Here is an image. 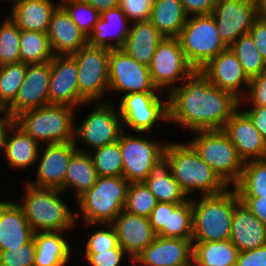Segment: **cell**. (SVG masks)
<instances>
[{"label": "cell", "instance_id": "cell-41", "mask_svg": "<svg viewBox=\"0 0 266 266\" xmlns=\"http://www.w3.org/2000/svg\"><path fill=\"white\" fill-rule=\"evenodd\" d=\"M157 203L158 201L144 182L129 183L125 211L149 218Z\"/></svg>", "mask_w": 266, "mask_h": 266}, {"label": "cell", "instance_id": "cell-25", "mask_svg": "<svg viewBox=\"0 0 266 266\" xmlns=\"http://www.w3.org/2000/svg\"><path fill=\"white\" fill-rule=\"evenodd\" d=\"M34 232L16 202H0V251L22 248Z\"/></svg>", "mask_w": 266, "mask_h": 266}, {"label": "cell", "instance_id": "cell-34", "mask_svg": "<svg viewBox=\"0 0 266 266\" xmlns=\"http://www.w3.org/2000/svg\"><path fill=\"white\" fill-rule=\"evenodd\" d=\"M238 253L230 239L193 243L192 266H236Z\"/></svg>", "mask_w": 266, "mask_h": 266}, {"label": "cell", "instance_id": "cell-38", "mask_svg": "<svg viewBox=\"0 0 266 266\" xmlns=\"http://www.w3.org/2000/svg\"><path fill=\"white\" fill-rule=\"evenodd\" d=\"M229 48L236 55L250 79L266 70V61L262 58L250 34L240 36Z\"/></svg>", "mask_w": 266, "mask_h": 266}, {"label": "cell", "instance_id": "cell-53", "mask_svg": "<svg viewBox=\"0 0 266 266\" xmlns=\"http://www.w3.org/2000/svg\"><path fill=\"white\" fill-rule=\"evenodd\" d=\"M239 200L266 226V196L239 197Z\"/></svg>", "mask_w": 266, "mask_h": 266}, {"label": "cell", "instance_id": "cell-15", "mask_svg": "<svg viewBox=\"0 0 266 266\" xmlns=\"http://www.w3.org/2000/svg\"><path fill=\"white\" fill-rule=\"evenodd\" d=\"M212 16L222 41L229 47L249 34L258 18L256 0H216Z\"/></svg>", "mask_w": 266, "mask_h": 266}, {"label": "cell", "instance_id": "cell-7", "mask_svg": "<svg viewBox=\"0 0 266 266\" xmlns=\"http://www.w3.org/2000/svg\"><path fill=\"white\" fill-rule=\"evenodd\" d=\"M196 133L198 136L190 144L228 187L231 183L234 186L240 179L244 161L228 135L223 129L200 130Z\"/></svg>", "mask_w": 266, "mask_h": 266}, {"label": "cell", "instance_id": "cell-52", "mask_svg": "<svg viewBox=\"0 0 266 266\" xmlns=\"http://www.w3.org/2000/svg\"><path fill=\"white\" fill-rule=\"evenodd\" d=\"M167 218L168 202H158L149 217V222L156 234H158L164 226H167Z\"/></svg>", "mask_w": 266, "mask_h": 266}, {"label": "cell", "instance_id": "cell-27", "mask_svg": "<svg viewBox=\"0 0 266 266\" xmlns=\"http://www.w3.org/2000/svg\"><path fill=\"white\" fill-rule=\"evenodd\" d=\"M128 21L129 20L119 6L103 12L100 14V19L95 24L92 33L88 36V45L103 47L110 50L122 48L131 26L128 25ZM113 28L117 30L113 32L114 34L112 32L110 33ZM112 39L115 40V44H111L107 41Z\"/></svg>", "mask_w": 266, "mask_h": 266}, {"label": "cell", "instance_id": "cell-42", "mask_svg": "<svg viewBox=\"0 0 266 266\" xmlns=\"http://www.w3.org/2000/svg\"><path fill=\"white\" fill-rule=\"evenodd\" d=\"M21 30L9 17L0 26V66L20 62Z\"/></svg>", "mask_w": 266, "mask_h": 266}, {"label": "cell", "instance_id": "cell-2", "mask_svg": "<svg viewBox=\"0 0 266 266\" xmlns=\"http://www.w3.org/2000/svg\"><path fill=\"white\" fill-rule=\"evenodd\" d=\"M164 156L170 163L172 176L186 195L193 194L197 190L201 195H212L227 189L228 186L201 159L190 143H168L165 146Z\"/></svg>", "mask_w": 266, "mask_h": 266}, {"label": "cell", "instance_id": "cell-32", "mask_svg": "<svg viewBox=\"0 0 266 266\" xmlns=\"http://www.w3.org/2000/svg\"><path fill=\"white\" fill-rule=\"evenodd\" d=\"M188 17L180 0H154L149 20L164 37L177 38Z\"/></svg>", "mask_w": 266, "mask_h": 266}, {"label": "cell", "instance_id": "cell-4", "mask_svg": "<svg viewBox=\"0 0 266 266\" xmlns=\"http://www.w3.org/2000/svg\"><path fill=\"white\" fill-rule=\"evenodd\" d=\"M60 189L39 188L26 184L22 208L25 218L36 232H63L72 229L77 219L70 208L60 198Z\"/></svg>", "mask_w": 266, "mask_h": 266}, {"label": "cell", "instance_id": "cell-43", "mask_svg": "<svg viewBox=\"0 0 266 266\" xmlns=\"http://www.w3.org/2000/svg\"><path fill=\"white\" fill-rule=\"evenodd\" d=\"M60 5L67 11L78 28L88 37L100 19V13L82 0H61Z\"/></svg>", "mask_w": 266, "mask_h": 266}, {"label": "cell", "instance_id": "cell-49", "mask_svg": "<svg viewBox=\"0 0 266 266\" xmlns=\"http://www.w3.org/2000/svg\"><path fill=\"white\" fill-rule=\"evenodd\" d=\"M236 266H266V245L239 252Z\"/></svg>", "mask_w": 266, "mask_h": 266}, {"label": "cell", "instance_id": "cell-40", "mask_svg": "<svg viewBox=\"0 0 266 266\" xmlns=\"http://www.w3.org/2000/svg\"><path fill=\"white\" fill-rule=\"evenodd\" d=\"M91 154L98 176H122L123 161L119 142L93 149Z\"/></svg>", "mask_w": 266, "mask_h": 266}, {"label": "cell", "instance_id": "cell-31", "mask_svg": "<svg viewBox=\"0 0 266 266\" xmlns=\"http://www.w3.org/2000/svg\"><path fill=\"white\" fill-rule=\"evenodd\" d=\"M36 244L34 266H65L71 255V246L62 236V232H36L33 235Z\"/></svg>", "mask_w": 266, "mask_h": 266}, {"label": "cell", "instance_id": "cell-12", "mask_svg": "<svg viewBox=\"0 0 266 266\" xmlns=\"http://www.w3.org/2000/svg\"><path fill=\"white\" fill-rule=\"evenodd\" d=\"M109 90L126 94L157 92L149 67L139 63L123 49H111L109 54Z\"/></svg>", "mask_w": 266, "mask_h": 266}, {"label": "cell", "instance_id": "cell-44", "mask_svg": "<svg viewBox=\"0 0 266 266\" xmlns=\"http://www.w3.org/2000/svg\"><path fill=\"white\" fill-rule=\"evenodd\" d=\"M36 244L32 238L22 248L0 251V266H34Z\"/></svg>", "mask_w": 266, "mask_h": 266}, {"label": "cell", "instance_id": "cell-39", "mask_svg": "<svg viewBox=\"0 0 266 266\" xmlns=\"http://www.w3.org/2000/svg\"><path fill=\"white\" fill-rule=\"evenodd\" d=\"M27 63L0 66V106L5 110L15 99L26 74Z\"/></svg>", "mask_w": 266, "mask_h": 266}, {"label": "cell", "instance_id": "cell-46", "mask_svg": "<svg viewBox=\"0 0 266 266\" xmlns=\"http://www.w3.org/2000/svg\"><path fill=\"white\" fill-rule=\"evenodd\" d=\"M154 0H120L119 7L128 20L134 22L148 21Z\"/></svg>", "mask_w": 266, "mask_h": 266}, {"label": "cell", "instance_id": "cell-30", "mask_svg": "<svg viewBox=\"0 0 266 266\" xmlns=\"http://www.w3.org/2000/svg\"><path fill=\"white\" fill-rule=\"evenodd\" d=\"M11 134L13 135H10ZM11 136V137H9ZM40 144L14 124L9 129L3 150L11 168H26L40 158Z\"/></svg>", "mask_w": 266, "mask_h": 266}, {"label": "cell", "instance_id": "cell-55", "mask_svg": "<svg viewBox=\"0 0 266 266\" xmlns=\"http://www.w3.org/2000/svg\"><path fill=\"white\" fill-rule=\"evenodd\" d=\"M14 124H15V117H12L10 114H8L4 110L3 117L0 118V149L1 150H4L9 129H11V127Z\"/></svg>", "mask_w": 266, "mask_h": 266}, {"label": "cell", "instance_id": "cell-17", "mask_svg": "<svg viewBox=\"0 0 266 266\" xmlns=\"http://www.w3.org/2000/svg\"><path fill=\"white\" fill-rule=\"evenodd\" d=\"M77 63L71 55H54L51 60L49 103L78 107L87 101L79 94Z\"/></svg>", "mask_w": 266, "mask_h": 266}, {"label": "cell", "instance_id": "cell-48", "mask_svg": "<svg viewBox=\"0 0 266 266\" xmlns=\"http://www.w3.org/2000/svg\"><path fill=\"white\" fill-rule=\"evenodd\" d=\"M248 91L252 106H266V70L250 79Z\"/></svg>", "mask_w": 266, "mask_h": 266}, {"label": "cell", "instance_id": "cell-24", "mask_svg": "<svg viewBox=\"0 0 266 266\" xmlns=\"http://www.w3.org/2000/svg\"><path fill=\"white\" fill-rule=\"evenodd\" d=\"M230 241L239 252L266 245V226L240 200L234 206Z\"/></svg>", "mask_w": 266, "mask_h": 266}, {"label": "cell", "instance_id": "cell-18", "mask_svg": "<svg viewBox=\"0 0 266 266\" xmlns=\"http://www.w3.org/2000/svg\"><path fill=\"white\" fill-rule=\"evenodd\" d=\"M192 256V240L156 235L154 241L133 260V263L142 266H192Z\"/></svg>", "mask_w": 266, "mask_h": 266}, {"label": "cell", "instance_id": "cell-20", "mask_svg": "<svg viewBox=\"0 0 266 266\" xmlns=\"http://www.w3.org/2000/svg\"><path fill=\"white\" fill-rule=\"evenodd\" d=\"M74 141L46 144L37 169V178L30 185L39 188H54L64 191V177L68 163L78 150Z\"/></svg>", "mask_w": 266, "mask_h": 266}, {"label": "cell", "instance_id": "cell-51", "mask_svg": "<svg viewBox=\"0 0 266 266\" xmlns=\"http://www.w3.org/2000/svg\"><path fill=\"white\" fill-rule=\"evenodd\" d=\"M257 49L262 58L266 61V18H257L253 27L249 30Z\"/></svg>", "mask_w": 266, "mask_h": 266}, {"label": "cell", "instance_id": "cell-45", "mask_svg": "<svg viewBox=\"0 0 266 266\" xmlns=\"http://www.w3.org/2000/svg\"><path fill=\"white\" fill-rule=\"evenodd\" d=\"M109 230H97L89 237L86 243V253H99V251L111 250L114 248H122L119 245L117 235L112 227Z\"/></svg>", "mask_w": 266, "mask_h": 266}, {"label": "cell", "instance_id": "cell-29", "mask_svg": "<svg viewBox=\"0 0 266 266\" xmlns=\"http://www.w3.org/2000/svg\"><path fill=\"white\" fill-rule=\"evenodd\" d=\"M144 183L158 202L182 204L189 199L172 176L170 163L165 156L152 166Z\"/></svg>", "mask_w": 266, "mask_h": 266}, {"label": "cell", "instance_id": "cell-58", "mask_svg": "<svg viewBox=\"0 0 266 266\" xmlns=\"http://www.w3.org/2000/svg\"><path fill=\"white\" fill-rule=\"evenodd\" d=\"M3 111H4V110H3L2 107L0 106V114L3 113Z\"/></svg>", "mask_w": 266, "mask_h": 266}, {"label": "cell", "instance_id": "cell-50", "mask_svg": "<svg viewBox=\"0 0 266 266\" xmlns=\"http://www.w3.org/2000/svg\"><path fill=\"white\" fill-rule=\"evenodd\" d=\"M188 16L212 15L216 0H180Z\"/></svg>", "mask_w": 266, "mask_h": 266}, {"label": "cell", "instance_id": "cell-10", "mask_svg": "<svg viewBox=\"0 0 266 266\" xmlns=\"http://www.w3.org/2000/svg\"><path fill=\"white\" fill-rule=\"evenodd\" d=\"M149 70L157 90L167 87L170 92L177 87L174 85L177 81H185L195 69L186 60L179 39L164 37L158 44Z\"/></svg>", "mask_w": 266, "mask_h": 266}, {"label": "cell", "instance_id": "cell-37", "mask_svg": "<svg viewBox=\"0 0 266 266\" xmlns=\"http://www.w3.org/2000/svg\"><path fill=\"white\" fill-rule=\"evenodd\" d=\"M19 45L20 62L45 63L54 57L47 33L21 30Z\"/></svg>", "mask_w": 266, "mask_h": 266}, {"label": "cell", "instance_id": "cell-35", "mask_svg": "<svg viewBox=\"0 0 266 266\" xmlns=\"http://www.w3.org/2000/svg\"><path fill=\"white\" fill-rule=\"evenodd\" d=\"M233 188L238 197L266 196V158L244 162L240 179Z\"/></svg>", "mask_w": 266, "mask_h": 266}, {"label": "cell", "instance_id": "cell-16", "mask_svg": "<svg viewBox=\"0 0 266 266\" xmlns=\"http://www.w3.org/2000/svg\"><path fill=\"white\" fill-rule=\"evenodd\" d=\"M51 61L27 64L26 74L16 99L5 109L12 117L28 109L49 105Z\"/></svg>", "mask_w": 266, "mask_h": 266}, {"label": "cell", "instance_id": "cell-22", "mask_svg": "<svg viewBox=\"0 0 266 266\" xmlns=\"http://www.w3.org/2000/svg\"><path fill=\"white\" fill-rule=\"evenodd\" d=\"M200 71L217 88L232 93L240 100L239 88L241 85L249 86L250 78L244 72L238 58L228 48L211 59Z\"/></svg>", "mask_w": 266, "mask_h": 266}, {"label": "cell", "instance_id": "cell-21", "mask_svg": "<svg viewBox=\"0 0 266 266\" xmlns=\"http://www.w3.org/2000/svg\"><path fill=\"white\" fill-rule=\"evenodd\" d=\"M113 226L119 245L134 260L155 239L156 233L149 218L123 210L110 224Z\"/></svg>", "mask_w": 266, "mask_h": 266}, {"label": "cell", "instance_id": "cell-36", "mask_svg": "<svg viewBox=\"0 0 266 266\" xmlns=\"http://www.w3.org/2000/svg\"><path fill=\"white\" fill-rule=\"evenodd\" d=\"M192 227V203L189 198L182 204L168 203L167 226H164L157 235L192 240Z\"/></svg>", "mask_w": 266, "mask_h": 266}, {"label": "cell", "instance_id": "cell-14", "mask_svg": "<svg viewBox=\"0 0 266 266\" xmlns=\"http://www.w3.org/2000/svg\"><path fill=\"white\" fill-rule=\"evenodd\" d=\"M123 161V177L129 182H144L152 166L164 156L163 144L127 134L118 140Z\"/></svg>", "mask_w": 266, "mask_h": 266}, {"label": "cell", "instance_id": "cell-6", "mask_svg": "<svg viewBox=\"0 0 266 266\" xmlns=\"http://www.w3.org/2000/svg\"><path fill=\"white\" fill-rule=\"evenodd\" d=\"M74 108L49 104L28 109L15 116V124L26 134L47 144L74 141Z\"/></svg>", "mask_w": 266, "mask_h": 266}, {"label": "cell", "instance_id": "cell-5", "mask_svg": "<svg viewBox=\"0 0 266 266\" xmlns=\"http://www.w3.org/2000/svg\"><path fill=\"white\" fill-rule=\"evenodd\" d=\"M128 187L123 176H98L94 186L77 198L84 222L108 227L124 210Z\"/></svg>", "mask_w": 266, "mask_h": 266}, {"label": "cell", "instance_id": "cell-8", "mask_svg": "<svg viewBox=\"0 0 266 266\" xmlns=\"http://www.w3.org/2000/svg\"><path fill=\"white\" fill-rule=\"evenodd\" d=\"M186 60L200 70L211 59L229 47L222 41L212 15L188 17L179 36Z\"/></svg>", "mask_w": 266, "mask_h": 266}, {"label": "cell", "instance_id": "cell-54", "mask_svg": "<svg viewBox=\"0 0 266 266\" xmlns=\"http://www.w3.org/2000/svg\"><path fill=\"white\" fill-rule=\"evenodd\" d=\"M243 111L250 117L255 128L266 142V106H251V109Z\"/></svg>", "mask_w": 266, "mask_h": 266}, {"label": "cell", "instance_id": "cell-57", "mask_svg": "<svg viewBox=\"0 0 266 266\" xmlns=\"http://www.w3.org/2000/svg\"><path fill=\"white\" fill-rule=\"evenodd\" d=\"M257 15L259 18H266V0H256Z\"/></svg>", "mask_w": 266, "mask_h": 266}, {"label": "cell", "instance_id": "cell-28", "mask_svg": "<svg viewBox=\"0 0 266 266\" xmlns=\"http://www.w3.org/2000/svg\"><path fill=\"white\" fill-rule=\"evenodd\" d=\"M60 5L51 0H15L11 19L20 30L46 33L53 12Z\"/></svg>", "mask_w": 266, "mask_h": 266}, {"label": "cell", "instance_id": "cell-33", "mask_svg": "<svg viewBox=\"0 0 266 266\" xmlns=\"http://www.w3.org/2000/svg\"><path fill=\"white\" fill-rule=\"evenodd\" d=\"M98 178L91 153L78 149L71 157L64 177V190L73 187L78 198L91 189Z\"/></svg>", "mask_w": 266, "mask_h": 266}, {"label": "cell", "instance_id": "cell-23", "mask_svg": "<svg viewBox=\"0 0 266 266\" xmlns=\"http://www.w3.org/2000/svg\"><path fill=\"white\" fill-rule=\"evenodd\" d=\"M46 33L54 55L73 54L88 44V37L61 5L53 12Z\"/></svg>", "mask_w": 266, "mask_h": 266}, {"label": "cell", "instance_id": "cell-56", "mask_svg": "<svg viewBox=\"0 0 266 266\" xmlns=\"http://www.w3.org/2000/svg\"><path fill=\"white\" fill-rule=\"evenodd\" d=\"M95 8L100 14L119 6L120 0H82Z\"/></svg>", "mask_w": 266, "mask_h": 266}, {"label": "cell", "instance_id": "cell-26", "mask_svg": "<svg viewBox=\"0 0 266 266\" xmlns=\"http://www.w3.org/2000/svg\"><path fill=\"white\" fill-rule=\"evenodd\" d=\"M132 24L121 49L139 63L149 67L158 44L164 36L150 20Z\"/></svg>", "mask_w": 266, "mask_h": 266}, {"label": "cell", "instance_id": "cell-3", "mask_svg": "<svg viewBox=\"0 0 266 266\" xmlns=\"http://www.w3.org/2000/svg\"><path fill=\"white\" fill-rule=\"evenodd\" d=\"M239 201L235 189L202 195L192 203V242L204 243L230 239L234 206Z\"/></svg>", "mask_w": 266, "mask_h": 266}, {"label": "cell", "instance_id": "cell-47", "mask_svg": "<svg viewBox=\"0 0 266 266\" xmlns=\"http://www.w3.org/2000/svg\"><path fill=\"white\" fill-rule=\"evenodd\" d=\"M126 252L122 248L85 253L87 261L92 266H119Z\"/></svg>", "mask_w": 266, "mask_h": 266}, {"label": "cell", "instance_id": "cell-19", "mask_svg": "<svg viewBox=\"0 0 266 266\" xmlns=\"http://www.w3.org/2000/svg\"><path fill=\"white\" fill-rule=\"evenodd\" d=\"M223 131L244 162L266 158V142L250 117L240 108L227 120Z\"/></svg>", "mask_w": 266, "mask_h": 266}, {"label": "cell", "instance_id": "cell-9", "mask_svg": "<svg viewBox=\"0 0 266 266\" xmlns=\"http://www.w3.org/2000/svg\"><path fill=\"white\" fill-rule=\"evenodd\" d=\"M110 49L86 45L71 54L77 63L79 94L92 103L109 90Z\"/></svg>", "mask_w": 266, "mask_h": 266}, {"label": "cell", "instance_id": "cell-11", "mask_svg": "<svg viewBox=\"0 0 266 266\" xmlns=\"http://www.w3.org/2000/svg\"><path fill=\"white\" fill-rule=\"evenodd\" d=\"M106 102L96 104L94 110L74 128L75 143L81 139L79 142L96 149L119 140L123 131L122 118L119 110L115 111L112 103Z\"/></svg>", "mask_w": 266, "mask_h": 266}, {"label": "cell", "instance_id": "cell-1", "mask_svg": "<svg viewBox=\"0 0 266 266\" xmlns=\"http://www.w3.org/2000/svg\"><path fill=\"white\" fill-rule=\"evenodd\" d=\"M186 81L167 94L168 123L175 122L193 132L223 129L242 100L213 86L200 70H194Z\"/></svg>", "mask_w": 266, "mask_h": 266}, {"label": "cell", "instance_id": "cell-13", "mask_svg": "<svg viewBox=\"0 0 266 266\" xmlns=\"http://www.w3.org/2000/svg\"><path fill=\"white\" fill-rule=\"evenodd\" d=\"M157 92L126 94L120 101L119 114L123 124L132 130L144 133L157 123L168 121V101H163Z\"/></svg>", "mask_w": 266, "mask_h": 266}]
</instances>
